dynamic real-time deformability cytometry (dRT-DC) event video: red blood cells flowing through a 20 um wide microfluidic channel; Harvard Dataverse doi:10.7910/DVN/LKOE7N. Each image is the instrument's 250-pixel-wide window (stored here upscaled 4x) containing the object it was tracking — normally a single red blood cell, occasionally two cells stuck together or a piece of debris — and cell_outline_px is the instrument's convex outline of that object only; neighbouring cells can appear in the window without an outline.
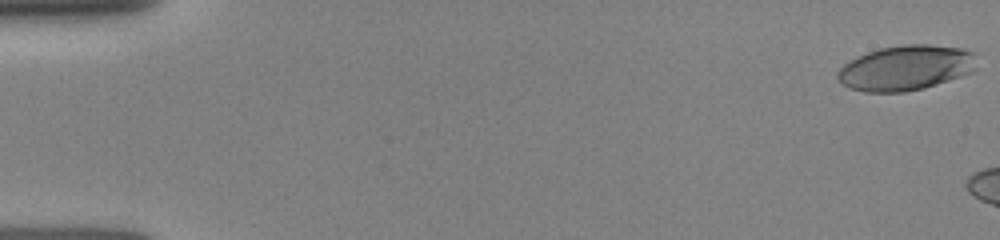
{"species": "human", "species_latin": "Homo sapiens", "temperature_condition": "room temperature", "stored_images_in_passage": 8, "camera_frame_rate_fps": 3000, "um_per_image_px": 0.085, "donor": {"sex": "female"}, "frame": {"image": 1, "passage_image": 1, "time_ms": 0.0, "image_size_px": [1000, 240], "cell_outline_px": [[976, 68], [972, 72], [924, 88], [904, 92], [864, 92], [852, 88], [844, 84], [836, 76], [836, 72], [844, 64], [868, 52], [880, 48], [904, 44], [928, 44], [960, 48], [972, 52]], "centroid_in_image_um": [76.98, 5.77], "position_along_channel_um": 8.0, "area_um2": 36.13}}